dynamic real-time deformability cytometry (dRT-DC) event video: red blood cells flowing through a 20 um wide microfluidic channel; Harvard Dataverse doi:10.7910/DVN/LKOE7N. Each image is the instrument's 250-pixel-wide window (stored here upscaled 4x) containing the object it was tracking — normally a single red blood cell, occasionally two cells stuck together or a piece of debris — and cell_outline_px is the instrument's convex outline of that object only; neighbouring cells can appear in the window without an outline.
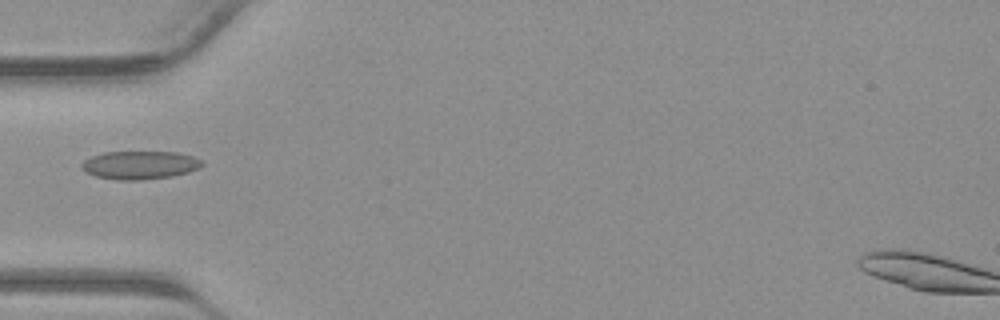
{"species": "common noctule bat (a hibernating species)", "species_latin": "Nyctalus noctula", "temperature_condition": "warm", "stored_images_in_passage": 41, "camera_frame_rate_fps": 3000, "um_per_image_px": 0.085, "animal": {"sex": "male", "body_mass_g": 23.1, "forearm_length_mm": 52.7}, "frame": {"image": 1, "passage_image": 14, "time_ms": 4.333, "image_size_px": [1000, 320], "cell_outline_px": [[204, 164], [200, 168], [188, 172], [172, 176], [140, 180], [116, 180], [96, 176], [80, 168], [80, 164], [84, 160], [92, 156], [104, 152], [176, 152], [192, 156], [200, 160]], "centroid_in_image_um": [11.87, 14.03], "position_along_channel_um": 73.1, "area_um2": 19.77}}
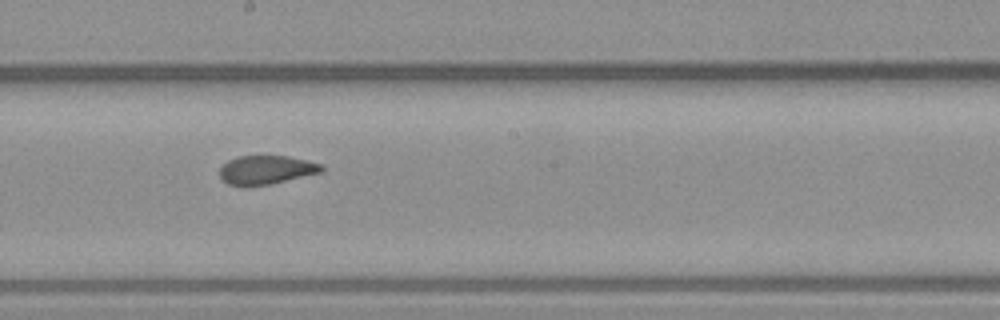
{"frame": {"image": 2, "passage_image": 23, "time_ms": 7.333, "image_size_px": [1000, 320], "cell_outline_px": [[324, 168], [320, 172], [268, 184], [248, 188], [244, 188], [228, 184], [220, 176], [220, 168], [228, 160], [240, 156], [288, 156], [320, 164]], "centroid_in_image_um": [22.55, 14.46], "position_along_channel_um": 225.6, "area_um2": 16.94}}
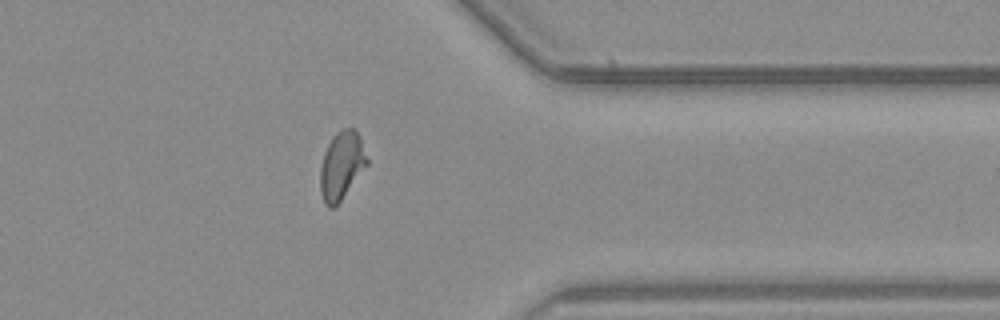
{"frame": {"image": 3, "passage_image": 33, "time_ms": 10.667, "image_size_px": [1000, 320], "cell_outline_px": [[368, 164], [340, 200], [332, 208], [328, 208], [324, 204], [320, 192], [320, 168], [324, 152], [332, 136], [336, 132], [344, 128], [352, 128], [360, 136], [368, 160]], "centroid_in_image_um": [29.01, 14.06], "position_along_channel_um": 382.4, "area_um2": 18.38}}